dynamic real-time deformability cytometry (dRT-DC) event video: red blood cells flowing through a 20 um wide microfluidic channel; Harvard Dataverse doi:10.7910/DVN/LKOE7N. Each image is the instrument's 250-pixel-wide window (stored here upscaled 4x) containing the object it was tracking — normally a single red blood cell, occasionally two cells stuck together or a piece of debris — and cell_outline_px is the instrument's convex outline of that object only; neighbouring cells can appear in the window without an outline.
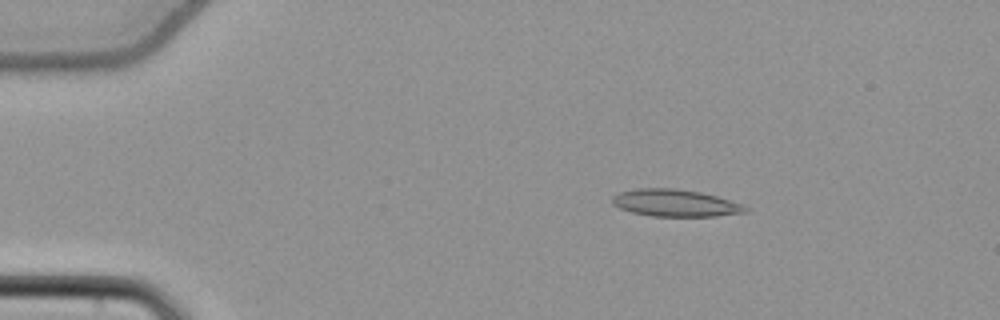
{"species": "common noctule bat (a hibernating species)", "species_latin": "Nyctalus noctula", "temperature_condition": "cold", "stored_images_in_passage": 55, "camera_frame_rate_fps": 3000, "um_per_image_px": 0.085, "animal": {"sex": "female", "body_mass_g": 22.7, "forearm_length_mm": 54.2}, "frame": {"image": 1, "passage_image": 10, "time_ms": 3.0, "image_size_px": [1000, 320], "cell_outline_px": [[752, 208], [748, 212], [716, 216], [652, 216], [632, 212], [620, 208], [612, 204], [612, 196], [620, 192], [636, 188], [676, 188], [700, 192], [716, 196], [744, 204]], "centroid_in_image_um": [57.44, 17.25], "position_along_channel_um": 27.6, "area_um2": 21.21}}
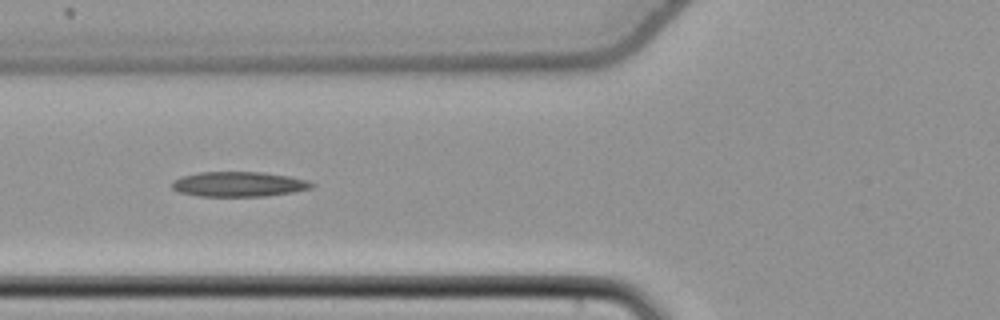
{"frame": {"image": 2, "passage_image": 22, "time_ms": 7.0, "image_size_px": [1000, 320], "cell_outline_px": [[316, 184], [312, 188], [292, 192], [268, 196], [196, 196], [180, 192], [172, 188], [172, 180], [180, 176], [200, 172], [264, 172], [288, 176], [308, 180]], "centroid_in_image_um": [20.29, 15.65], "position_along_channel_um": 105.5, "area_um2": 20.46}}
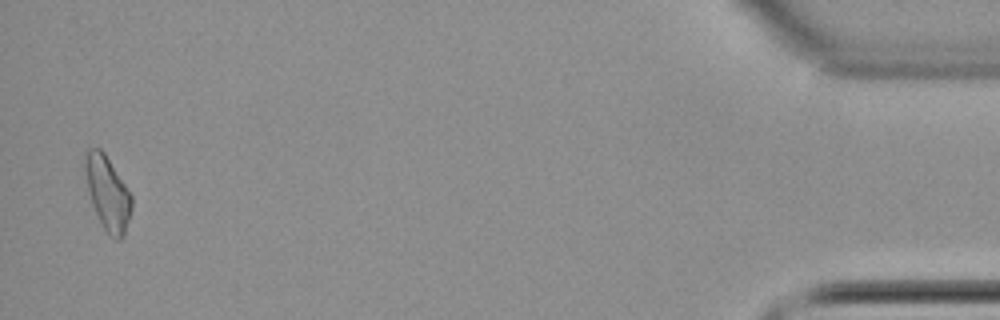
{"frame": {"image": 3, "passage_image": 54, "time_ms": 17.667, "image_size_px": [1000, 320], "cell_outline_px": [[132, 208], [124, 236], [120, 240], [116, 240], [104, 228], [92, 204], [88, 192], [84, 168], [84, 152], [88, 148], [100, 148], [104, 152], [132, 196]], "centroid_in_image_um": [9.13, 16.39], "position_along_channel_um": 426.1, "area_um2": 19.88}, "authors_computed_cell_mechanics": {"area_um2": 20.0566, "velocity_mm_per_s": 3.8249, "shape_relaxation_time_tau1_ms": 7.5683, "shape_relaxation_time_tau2_ms": 5.2905, "deformation_change_tau1": 0.1315, "deformation_change_tau2": 0.1419}}